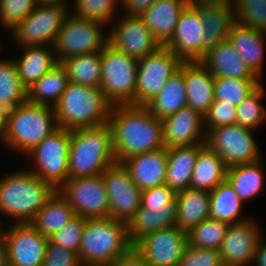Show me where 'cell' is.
Masks as SVG:
<instances>
[{"instance_id":"cell-1","label":"cell","mask_w":266,"mask_h":266,"mask_svg":"<svg viewBox=\"0 0 266 266\" xmlns=\"http://www.w3.org/2000/svg\"><path fill=\"white\" fill-rule=\"evenodd\" d=\"M108 124L117 163H123L134 155L165 148L163 121L153 116L145 106L112 105Z\"/></svg>"},{"instance_id":"cell-2","label":"cell","mask_w":266,"mask_h":266,"mask_svg":"<svg viewBox=\"0 0 266 266\" xmlns=\"http://www.w3.org/2000/svg\"><path fill=\"white\" fill-rule=\"evenodd\" d=\"M0 176V226L4 217L10 223H30L56 189L23 168Z\"/></svg>"},{"instance_id":"cell-3","label":"cell","mask_w":266,"mask_h":266,"mask_svg":"<svg viewBox=\"0 0 266 266\" xmlns=\"http://www.w3.org/2000/svg\"><path fill=\"white\" fill-rule=\"evenodd\" d=\"M57 128L54 107L26 101L8 110L2 147L23 157Z\"/></svg>"},{"instance_id":"cell-4","label":"cell","mask_w":266,"mask_h":266,"mask_svg":"<svg viewBox=\"0 0 266 266\" xmlns=\"http://www.w3.org/2000/svg\"><path fill=\"white\" fill-rule=\"evenodd\" d=\"M114 163L112 131L108 123L71 130L68 178L96 176Z\"/></svg>"},{"instance_id":"cell-5","label":"cell","mask_w":266,"mask_h":266,"mask_svg":"<svg viewBox=\"0 0 266 266\" xmlns=\"http://www.w3.org/2000/svg\"><path fill=\"white\" fill-rule=\"evenodd\" d=\"M132 247L127 223L110 217L86 219L78 256L82 266H110Z\"/></svg>"},{"instance_id":"cell-6","label":"cell","mask_w":266,"mask_h":266,"mask_svg":"<svg viewBox=\"0 0 266 266\" xmlns=\"http://www.w3.org/2000/svg\"><path fill=\"white\" fill-rule=\"evenodd\" d=\"M111 107L100 88L69 82L54 109L58 127L72 130L107 124Z\"/></svg>"},{"instance_id":"cell-7","label":"cell","mask_w":266,"mask_h":266,"mask_svg":"<svg viewBox=\"0 0 266 266\" xmlns=\"http://www.w3.org/2000/svg\"><path fill=\"white\" fill-rule=\"evenodd\" d=\"M138 63L109 43L102 49L100 89L112 105H136Z\"/></svg>"},{"instance_id":"cell-8","label":"cell","mask_w":266,"mask_h":266,"mask_svg":"<svg viewBox=\"0 0 266 266\" xmlns=\"http://www.w3.org/2000/svg\"><path fill=\"white\" fill-rule=\"evenodd\" d=\"M69 3H39L10 33L14 47L53 46L66 17Z\"/></svg>"},{"instance_id":"cell-9","label":"cell","mask_w":266,"mask_h":266,"mask_svg":"<svg viewBox=\"0 0 266 266\" xmlns=\"http://www.w3.org/2000/svg\"><path fill=\"white\" fill-rule=\"evenodd\" d=\"M70 140L71 130L58 127L23 156L31 162L28 170L56 190L68 179Z\"/></svg>"},{"instance_id":"cell-10","label":"cell","mask_w":266,"mask_h":266,"mask_svg":"<svg viewBox=\"0 0 266 266\" xmlns=\"http://www.w3.org/2000/svg\"><path fill=\"white\" fill-rule=\"evenodd\" d=\"M106 28L107 25L101 21L79 18L70 13L53 45L58 62L77 55L101 52L108 44Z\"/></svg>"},{"instance_id":"cell-11","label":"cell","mask_w":266,"mask_h":266,"mask_svg":"<svg viewBox=\"0 0 266 266\" xmlns=\"http://www.w3.org/2000/svg\"><path fill=\"white\" fill-rule=\"evenodd\" d=\"M253 132L238 124L220 126L206 132L205 144L224 160L227 168L248 164L262 158Z\"/></svg>"},{"instance_id":"cell-12","label":"cell","mask_w":266,"mask_h":266,"mask_svg":"<svg viewBox=\"0 0 266 266\" xmlns=\"http://www.w3.org/2000/svg\"><path fill=\"white\" fill-rule=\"evenodd\" d=\"M57 191L83 218L110 216V204L102 174L91 177L68 178Z\"/></svg>"},{"instance_id":"cell-13","label":"cell","mask_w":266,"mask_h":266,"mask_svg":"<svg viewBox=\"0 0 266 266\" xmlns=\"http://www.w3.org/2000/svg\"><path fill=\"white\" fill-rule=\"evenodd\" d=\"M0 226V237L7 249L8 266H42L49 238L30 223Z\"/></svg>"},{"instance_id":"cell-14","label":"cell","mask_w":266,"mask_h":266,"mask_svg":"<svg viewBox=\"0 0 266 266\" xmlns=\"http://www.w3.org/2000/svg\"><path fill=\"white\" fill-rule=\"evenodd\" d=\"M109 26L108 43L132 58L140 60L161 47L139 15L120 13Z\"/></svg>"},{"instance_id":"cell-15","label":"cell","mask_w":266,"mask_h":266,"mask_svg":"<svg viewBox=\"0 0 266 266\" xmlns=\"http://www.w3.org/2000/svg\"><path fill=\"white\" fill-rule=\"evenodd\" d=\"M182 61L165 46L139 60L136 84V105L145 106L179 69Z\"/></svg>"},{"instance_id":"cell-16","label":"cell","mask_w":266,"mask_h":266,"mask_svg":"<svg viewBox=\"0 0 266 266\" xmlns=\"http://www.w3.org/2000/svg\"><path fill=\"white\" fill-rule=\"evenodd\" d=\"M110 204V218L127 223L141 207L142 190L132 181L122 163H114L102 173Z\"/></svg>"},{"instance_id":"cell-17","label":"cell","mask_w":266,"mask_h":266,"mask_svg":"<svg viewBox=\"0 0 266 266\" xmlns=\"http://www.w3.org/2000/svg\"><path fill=\"white\" fill-rule=\"evenodd\" d=\"M187 245V231L175 226L150 233L134 247L152 266H178Z\"/></svg>"},{"instance_id":"cell-18","label":"cell","mask_w":266,"mask_h":266,"mask_svg":"<svg viewBox=\"0 0 266 266\" xmlns=\"http://www.w3.org/2000/svg\"><path fill=\"white\" fill-rule=\"evenodd\" d=\"M254 216L239 223L229 224L218 251L223 263L235 266H251L256 248L263 234V227Z\"/></svg>"},{"instance_id":"cell-19","label":"cell","mask_w":266,"mask_h":266,"mask_svg":"<svg viewBox=\"0 0 266 266\" xmlns=\"http://www.w3.org/2000/svg\"><path fill=\"white\" fill-rule=\"evenodd\" d=\"M204 35L200 12L190 3L182 12L173 37L164 46L182 62H201Z\"/></svg>"},{"instance_id":"cell-20","label":"cell","mask_w":266,"mask_h":266,"mask_svg":"<svg viewBox=\"0 0 266 266\" xmlns=\"http://www.w3.org/2000/svg\"><path fill=\"white\" fill-rule=\"evenodd\" d=\"M191 4L200 12L204 24L202 60L220 42L228 38L235 23L231 0H192Z\"/></svg>"},{"instance_id":"cell-21","label":"cell","mask_w":266,"mask_h":266,"mask_svg":"<svg viewBox=\"0 0 266 266\" xmlns=\"http://www.w3.org/2000/svg\"><path fill=\"white\" fill-rule=\"evenodd\" d=\"M163 134L165 147L205 145L204 116L185 106L164 118Z\"/></svg>"},{"instance_id":"cell-22","label":"cell","mask_w":266,"mask_h":266,"mask_svg":"<svg viewBox=\"0 0 266 266\" xmlns=\"http://www.w3.org/2000/svg\"><path fill=\"white\" fill-rule=\"evenodd\" d=\"M227 39L250 70L264 82L262 78L265 76L263 70L266 61V32L235 22Z\"/></svg>"},{"instance_id":"cell-23","label":"cell","mask_w":266,"mask_h":266,"mask_svg":"<svg viewBox=\"0 0 266 266\" xmlns=\"http://www.w3.org/2000/svg\"><path fill=\"white\" fill-rule=\"evenodd\" d=\"M179 69L184 73L187 106L205 116L214 102L215 77L202 62H182Z\"/></svg>"},{"instance_id":"cell-24","label":"cell","mask_w":266,"mask_h":266,"mask_svg":"<svg viewBox=\"0 0 266 266\" xmlns=\"http://www.w3.org/2000/svg\"><path fill=\"white\" fill-rule=\"evenodd\" d=\"M167 162L165 147L134 155L122 164L128 169L132 181L143 191L165 184Z\"/></svg>"},{"instance_id":"cell-25","label":"cell","mask_w":266,"mask_h":266,"mask_svg":"<svg viewBox=\"0 0 266 266\" xmlns=\"http://www.w3.org/2000/svg\"><path fill=\"white\" fill-rule=\"evenodd\" d=\"M192 0H156L139 16L153 37L164 46L172 37L178 20Z\"/></svg>"},{"instance_id":"cell-26","label":"cell","mask_w":266,"mask_h":266,"mask_svg":"<svg viewBox=\"0 0 266 266\" xmlns=\"http://www.w3.org/2000/svg\"><path fill=\"white\" fill-rule=\"evenodd\" d=\"M176 223V199L166 206L140 207L127 222L128 240L134 246L150 233L159 229L175 227Z\"/></svg>"},{"instance_id":"cell-27","label":"cell","mask_w":266,"mask_h":266,"mask_svg":"<svg viewBox=\"0 0 266 266\" xmlns=\"http://www.w3.org/2000/svg\"><path fill=\"white\" fill-rule=\"evenodd\" d=\"M21 55L12 56L21 84L29 89L37 80L58 64L53 46L34 45L18 47Z\"/></svg>"},{"instance_id":"cell-28","label":"cell","mask_w":266,"mask_h":266,"mask_svg":"<svg viewBox=\"0 0 266 266\" xmlns=\"http://www.w3.org/2000/svg\"><path fill=\"white\" fill-rule=\"evenodd\" d=\"M201 62L214 77L260 79L250 70L228 39L210 50Z\"/></svg>"},{"instance_id":"cell-29","label":"cell","mask_w":266,"mask_h":266,"mask_svg":"<svg viewBox=\"0 0 266 266\" xmlns=\"http://www.w3.org/2000/svg\"><path fill=\"white\" fill-rule=\"evenodd\" d=\"M264 167V161L261 158L252 163L227 168L226 180L245 205L265 192Z\"/></svg>"},{"instance_id":"cell-30","label":"cell","mask_w":266,"mask_h":266,"mask_svg":"<svg viewBox=\"0 0 266 266\" xmlns=\"http://www.w3.org/2000/svg\"><path fill=\"white\" fill-rule=\"evenodd\" d=\"M203 146H175L167 149L168 162L165 184L176 193L190 188L195 161Z\"/></svg>"},{"instance_id":"cell-31","label":"cell","mask_w":266,"mask_h":266,"mask_svg":"<svg viewBox=\"0 0 266 266\" xmlns=\"http://www.w3.org/2000/svg\"><path fill=\"white\" fill-rule=\"evenodd\" d=\"M177 223L179 229L189 231L210 218V192L187 188L176 193Z\"/></svg>"},{"instance_id":"cell-32","label":"cell","mask_w":266,"mask_h":266,"mask_svg":"<svg viewBox=\"0 0 266 266\" xmlns=\"http://www.w3.org/2000/svg\"><path fill=\"white\" fill-rule=\"evenodd\" d=\"M226 176L224 160L205 144L198 152L190 188L211 192Z\"/></svg>"},{"instance_id":"cell-33","label":"cell","mask_w":266,"mask_h":266,"mask_svg":"<svg viewBox=\"0 0 266 266\" xmlns=\"http://www.w3.org/2000/svg\"><path fill=\"white\" fill-rule=\"evenodd\" d=\"M187 105L184 73L178 69L166 82L162 90L145 107L163 120Z\"/></svg>"},{"instance_id":"cell-34","label":"cell","mask_w":266,"mask_h":266,"mask_svg":"<svg viewBox=\"0 0 266 266\" xmlns=\"http://www.w3.org/2000/svg\"><path fill=\"white\" fill-rule=\"evenodd\" d=\"M244 203L235 193L231 184L225 180L210 192V218L229 224L243 222L251 218L243 215ZM243 215V216H242Z\"/></svg>"},{"instance_id":"cell-35","label":"cell","mask_w":266,"mask_h":266,"mask_svg":"<svg viewBox=\"0 0 266 266\" xmlns=\"http://www.w3.org/2000/svg\"><path fill=\"white\" fill-rule=\"evenodd\" d=\"M68 83L67 71L59 62L27 89V101L32 104L54 107L62 97Z\"/></svg>"},{"instance_id":"cell-36","label":"cell","mask_w":266,"mask_h":266,"mask_svg":"<svg viewBox=\"0 0 266 266\" xmlns=\"http://www.w3.org/2000/svg\"><path fill=\"white\" fill-rule=\"evenodd\" d=\"M75 216L73 208L56 190L30 224L43 236L49 238Z\"/></svg>"},{"instance_id":"cell-37","label":"cell","mask_w":266,"mask_h":266,"mask_svg":"<svg viewBox=\"0 0 266 266\" xmlns=\"http://www.w3.org/2000/svg\"><path fill=\"white\" fill-rule=\"evenodd\" d=\"M69 82L94 88L101 86V52H93L67 58L61 61Z\"/></svg>"},{"instance_id":"cell-38","label":"cell","mask_w":266,"mask_h":266,"mask_svg":"<svg viewBox=\"0 0 266 266\" xmlns=\"http://www.w3.org/2000/svg\"><path fill=\"white\" fill-rule=\"evenodd\" d=\"M0 59V107L7 111L27 101V89L21 84L12 57Z\"/></svg>"},{"instance_id":"cell-39","label":"cell","mask_w":266,"mask_h":266,"mask_svg":"<svg viewBox=\"0 0 266 266\" xmlns=\"http://www.w3.org/2000/svg\"><path fill=\"white\" fill-rule=\"evenodd\" d=\"M263 82L236 107L235 124L252 129L260 130L266 123V106L261 102L266 96Z\"/></svg>"},{"instance_id":"cell-40","label":"cell","mask_w":266,"mask_h":266,"mask_svg":"<svg viewBox=\"0 0 266 266\" xmlns=\"http://www.w3.org/2000/svg\"><path fill=\"white\" fill-rule=\"evenodd\" d=\"M261 79H239L230 77H215L214 100L237 107L260 84Z\"/></svg>"},{"instance_id":"cell-41","label":"cell","mask_w":266,"mask_h":266,"mask_svg":"<svg viewBox=\"0 0 266 266\" xmlns=\"http://www.w3.org/2000/svg\"><path fill=\"white\" fill-rule=\"evenodd\" d=\"M73 2V5L70 2L71 14L79 18L101 21L107 26H109L120 15V11H122L121 0H74Z\"/></svg>"},{"instance_id":"cell-42","label":"cell","mask_w":266,"mask_h":266,"mask_svg":"<svg viewBox=\"0 0 266 266\" xmlns=\"http://www.w3.org/2000/svg\"><path fill=\"white\" fill-rule=\"evenodd\" d=\"M229 223L214 219L203 220L193 226L188 233V244L201 249L218 250L222 244Z\"/></svg>"},{"instance_id":"cell-43","label":"cell","mask_w":266,"mask_h":266,"mask_svg":"<svg viewBox=\"0 0 266 266\" xmlns=\"http://www.w3.org/2000/svg\"><path fill=\"white\" fill-rule=\"evenodd\" d=\"M235 22L266 32V0H231Z\"/></svg>"},{"instance_id":"cell-44","label":"cell","mask_w":266,"mask_h":266,"mask_svg":"<svg viewBox=\"0 0 266 266\" xmlns=\"http://www.w3.org/2000/svg\"><path fill=\"white\" fill-rule=\"evenodd\" d=\"M36 0H0V25L8 32L21 23L38 5Z\"/></svg>"},{"instance_id":"cell-45","label":"cell","mask_w":266,"mask_h":266,"mask_svg":"<svg viewBox=\"0 0 266 266\" xmlns=\"http://www.w3.org/2000/svg\"><path fill=\"white\" fill-rule=\"evenodd\" d=\"M86 218L75 216L49 237V240L64 249L78 253Z\"/></svg>"},{"instance_id":"cell-46","label":"cell","mask_w":266,"mask_h":266,"mask_svg":"<svg viewBox=\"0 0 266 266\" xmlns=\"http://www.w3.org/2000/svg\"><path fill=\"white\" fill-rule=\"evenodd\" d=\"M221 254L216 249H201L187 245L178 266H221Z\"/></svg>"},{"instance_id":"cell-47","label":"cell","mask_w":266,"mask_h":266,"mask_svg":"<svg viewBox=\"0 0 266 266\" xmlns=\"http://www.w3.org/2000/svg\"><path fill=\"white\" fill-rule=\"evenodd\" d=\"M236 107L220 100H214L209 111L204 116L205 131L212 130L220 126L235 124Z\"/></svg>"},{"instance_id":"cell-48","label":"cell","mask_w":266,"mask_h":266,"mask_svg":"<svg viewBox=\"0 0 266 266\" xmlns=\"http://www.w3.org/2000/svg\"><path fill=\"white\" fill-rule=\"evenodd\" d=\"M42 266H82L78 253L64 249L48 240Z\"/></svg>"},{"instance_id":"cell-49","label":"cell","mask_w":266,"mask_h":266,"mask_svg":"<svg viewBox=\"0 0 266 266\" xmlns=\"http://www.w3.org/2000/svg\"><path fill=\"white\" fill-rule=\"evenodd\" d=\"M176 199V192L166 184L143 190L141 193V207L166 206Z\"/></svg>"},{"instance_id":"cell-50","label":"cell","mask_w":266,"mask_h":266,"mask_svg":"<svg viewBox=\"0 0 266 266\" xmlns=\"http://www.w3.org/2000/svg\"><path fill=\"white\" fill-rule=\"evenodd\" d=\"M110 266H152L140 252L132 246Z\"/></svg>"},{"instance_id":"cell-51","label":"cell","mask_w":266,"mask_h":266,"mask_svg":"<svg viewBox=\"0 0 266 266\" xmlns=\"http://www.w3.org/2000/svg\"><path fill=\"white\" fill-rule=\"evenodd\" d=\"M156 0H121V13L127 15H140L147 10Z\"/></svg>"},{"instance_id":"cell-52","label":"cell","mask_w":266,"mask_h":266,"mask_svg":"<svg viewBox=\"0 0 266 266\" xmlns=\"http://www.w3.org/2000/svg\"><path fill=\"white\" fill-rule=\"evenodd\" d=\"M264 236L263 233L260 237L251 266H266V236Z\"/></svg>"},{"instance_id":"cell-53","label":"cell","mask_w":266,"mask_h":266,"mask_svg":"<svg viewBox=\"0 0 266 266\" xmlns=\"http://www.w3.org/2000/svg\"><path fill=\"white\" fill-rule=\"evenodd\" d=\"M7 112L5 108L0 107V146L3 144L6 133Z\"/></svg>"},{"instance_id":"cell-54","label":"cell","mask_w":266,"mask_h":266,"mask_svg":"<svg viewBox=\"0 0 266 266\" xmlns=\"http://www.w3.org/2000/svg\"><path fill=\"white\" fill-rule=\"evenodd\" d=\"M0 266H8L7 249L1 237H0Z\"/></svg>"},{"instance_id":"cell-55","label":"cell","mask_w":266,"mask_h":266,"mask_svg":"<svg viewBox=\"0 0 266 266\" xmlns=\"http://www.w3.org/2000/svg\"><path fill=\"white\" fill-rule=\"evenodd\" d=\"M38 3H56V2H60V3H70L68 2V0H36Z\"/></svg>"},{"instance_id":"cell-56","label":"cell","mask_w":266,"mask_h":266,"mask_svg":"<svg viewBox=\"0 0 266 266\" xmlns=\"http://www.w3.org/2000/svg\"><path fill=\"white\" fill-rule=\"evenodd\" d=\"M221 266H235V265H230V264L223 263Z\"/></svg>"}]
</instances>
